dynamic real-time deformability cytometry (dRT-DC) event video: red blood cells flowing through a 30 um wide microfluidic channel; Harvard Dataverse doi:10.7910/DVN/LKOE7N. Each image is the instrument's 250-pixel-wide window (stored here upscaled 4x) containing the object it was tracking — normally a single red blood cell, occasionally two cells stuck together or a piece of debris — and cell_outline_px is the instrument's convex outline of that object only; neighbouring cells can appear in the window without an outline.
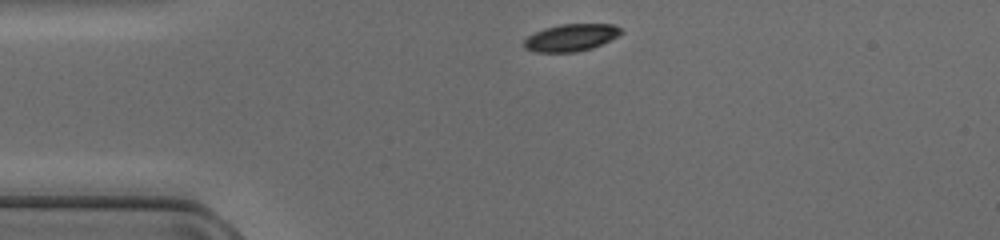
{"species": "common noctule bat (a hibernating species)", "species_latin": "Nyctalus noctula", "temperature_condition": "cold", "stored_images_in_passage": 38, "camera_frame_rate_fps": 3000, "um_per_image_px": 0.085, "animal": {"sex": "female", "body_mass_g": 17.0, "forearm_length_mm": 48.0}, "frame": {"image": 1, "passage_image": 1, "time_ms": 0.0, "image_size_px": [1000, 240], "cell_outline_px": [[624, 32], [620, 36], [592, 48], [576, 52], [536, 52], [524, 48], [520, 44], [528, 36], [544, 28], [560, 24], [612, 24], [620, 28]], "centroid_in_image_um": [48.53, 3.2], "position_along_channel_um": 36.5, "area_um2": 15.55}}
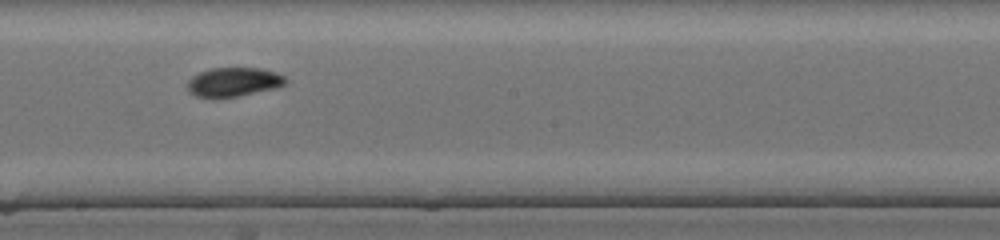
{"frame": {"image": 2, "passage_image": 17, "time_ms": 5.333, "image_size_px": [1000, 240], "cell_outline_px": [[288, 80], [284, 84], [276, 88], [236, 96], [196, 96], [188, 92], [188, 80], [192, 76], [200, 72], [212, 68], [260, 68], [276, 72], [284, 76]], "centroid_in_image_um": [19.87, 6.95], "position_along_channel_um": 228.3, "area_um2": 16.3}}
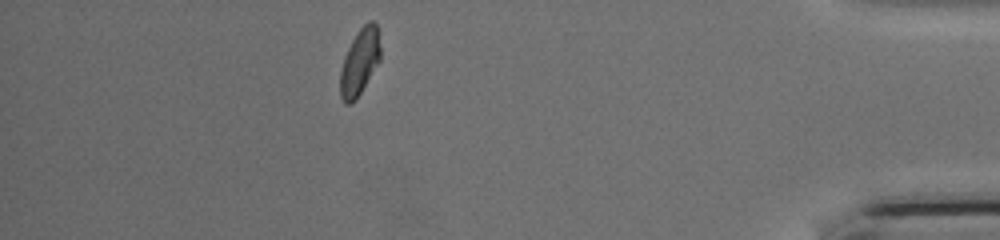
{"frame": {"image": 3, "passage_image": 33, "time_ms": 10.667, "image_size_px": [1000, 240], "cell_outline_px": [[380, 60], [356, 100], [352, 104], [344, 104], [340, 96], [340, 68], [344, 56], [356, 32], [368, 20], [372, 20], [376, 24], [380, 48]], "centroid_in_image_um": [30.55, 5.28], "position_along_channel_um": 404.7, "area_um2": 15.61}}